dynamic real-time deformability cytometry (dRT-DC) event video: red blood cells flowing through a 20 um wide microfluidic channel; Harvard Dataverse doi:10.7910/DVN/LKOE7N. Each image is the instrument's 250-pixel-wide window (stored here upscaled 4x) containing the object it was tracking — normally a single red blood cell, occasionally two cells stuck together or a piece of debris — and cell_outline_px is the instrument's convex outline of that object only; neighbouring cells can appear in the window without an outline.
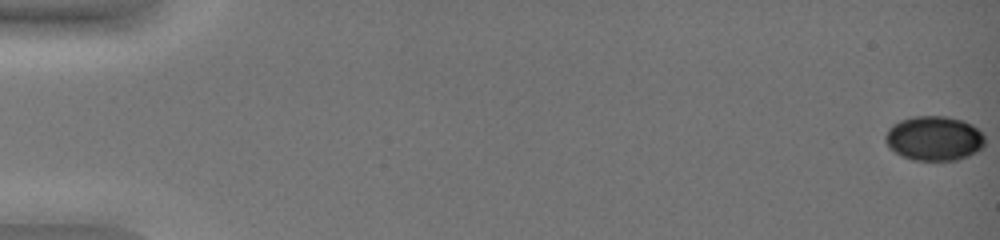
{"species": "common noctule bat (a hibernating species)", "species_latin": "Nyctalus noctula", "temperature_condition": "warm", "stored_images_in_passage": 19, "camera_frame_rate_fps": 3000, "um_per_image_px": 0.085, "animal": {"sex": "female", "body_mass_g": 19.0, "forearm_length_mm": 51.5}, "frame": {"image": 1, "passage_image": 1, "time_ms": 0.0, "image_size_px": [1000, 240], "cell_outline_px": [[984, 148], [968, 156], [956, 160], [912, 160], [900, 156], [888, 148], [884, 140], [884, 136], [888, 128], [892, 124], [900, 120], [912, 116], [944, 116], [964, 120], [972, 124], [984, 136]], "centroid_in_image_um": [79.36, 11.76], "position_along_channel_um": 5.6, "area_um2": 26.24}}
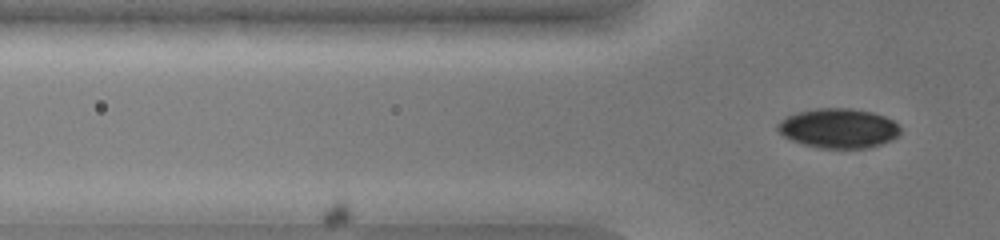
{"frame": {"image": 2, "passage_image": 19, "time_ms": 6.0, "image_size_px": [1000, 240], "cell_outline_px": [[900, 136], [892, 140], [868, 148], [820, 148], [804, 144], [792, 140], [784, 136], [776, 128], [776, 124], [780, 120], [796, 112], [816, 108], [852, 108], [872, 112], [884, 116], [900, 124]], "centroid_in_image_um": [71.3, 10.9], "position_along_channel_um": 54.5, "area_um2": 28.5}}